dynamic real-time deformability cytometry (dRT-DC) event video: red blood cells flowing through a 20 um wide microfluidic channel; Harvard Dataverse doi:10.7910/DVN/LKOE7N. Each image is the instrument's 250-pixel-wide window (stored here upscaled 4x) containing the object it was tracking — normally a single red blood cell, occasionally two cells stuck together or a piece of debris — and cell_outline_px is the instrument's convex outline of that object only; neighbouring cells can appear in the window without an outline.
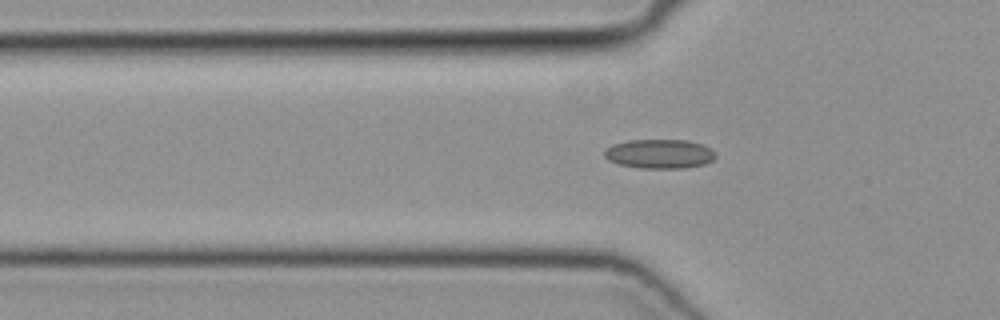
{"species": "common noctule bat (a hibernating species)", "species_latin": "Nyctalus noctula", "temperature_condition": "cold", "stored_images_in_passage": 33, "camera_frame_rate_fps": 3000, "um_per_image_px": 0.085, "animal": {"sex": "female", "body_mass_g": 19.3, "forearm_length_mm": 54.1}, "frame": {"image": 1, "passage_image": 2, "time_ms": 0.333, "image_size_px": [1000, 320], "cell_outline_px": [[716, 156], [712, 160], [704, 164], [688, 168], [640, 168], [620, 164], [608, 160], [604, 156], [604, 152], [612, 144], [628, 140], [688, 140], [704, 144], [712, 148], [716, 152]], "centroid_in_image_um": [56.1, 13.07], "position_along_channel_um": 69.7, "area_um2": 19.13}}
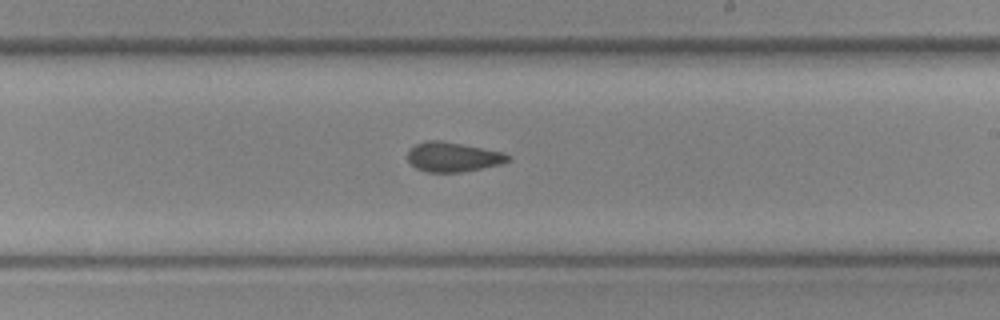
{"frame": {"image": 2, "passage_image": 15, "time_ms": 4.667, "image_size_px": [1000, 320], "cell_outline_px": [[512, 160], [500, 164], [460, 172], [428, 172], [416, 168], [408, 164], [408, 152], [416, 144], [428, 140], [440, 140], [504, 152], [512, 156]], "centroid_in_image_um": [38.51, 13.34], "position_along_channel_um": 250.5, "area_um2": 17.28}}
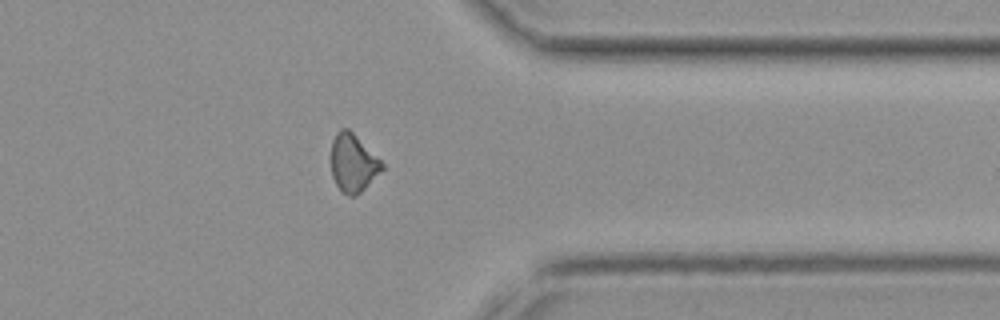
{"frame": {"image": 3, "passage_image": 25, "time_ms": 8.0, "image_size_px": [1000, 320], "cell_outline_px": [[384, 168], [356, 196], [348, 196], [340, 192], [332, 176], [332, 140], [336, 132], [340, 128], [348, 128], [384, 164]], "centroid_in_image_um": [29.99, 13.87], "position_along_channel_um": 381.4, "area_um2": 16.94}}